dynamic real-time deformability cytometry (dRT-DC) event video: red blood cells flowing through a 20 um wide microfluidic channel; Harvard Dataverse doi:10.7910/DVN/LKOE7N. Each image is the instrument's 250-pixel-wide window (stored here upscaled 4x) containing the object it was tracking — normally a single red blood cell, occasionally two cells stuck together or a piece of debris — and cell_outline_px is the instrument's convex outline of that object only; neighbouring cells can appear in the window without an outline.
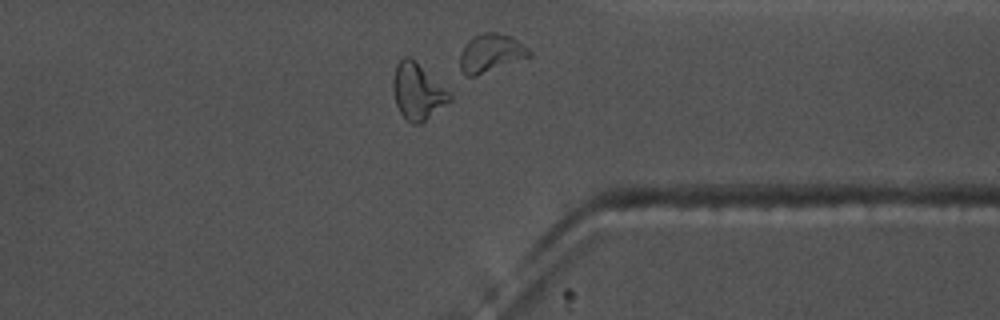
{"species": "common noctule bat (a hibernating species)", "species_latin": "Nyctalus noctula", "temperature_condition": "warm", "stored_images_in_passage": 33, "camera_frame_rate_fps": 3000, "um_per_image_px": 0.085, "animal": {"sex": "male", "body_mass_g": 17.5, "forearm_length_mm": 52.3}, "frame": {"image": 1, "passage_image": 28, "time_ms": 9.0, "image_size_px": [1000, 320], "cell_outline_px": [[452, 100], [424, 124], [412, 124], [400, 112], [396, 104], [392, 88], [392, 80], [396, 64], [404, 56], [408, 56], [416, 60], [452, 96]], "centroid_in_image_um": [35.49, 7.8], "position_along_channel_um": 375.9, "area_um2": 18.73}}